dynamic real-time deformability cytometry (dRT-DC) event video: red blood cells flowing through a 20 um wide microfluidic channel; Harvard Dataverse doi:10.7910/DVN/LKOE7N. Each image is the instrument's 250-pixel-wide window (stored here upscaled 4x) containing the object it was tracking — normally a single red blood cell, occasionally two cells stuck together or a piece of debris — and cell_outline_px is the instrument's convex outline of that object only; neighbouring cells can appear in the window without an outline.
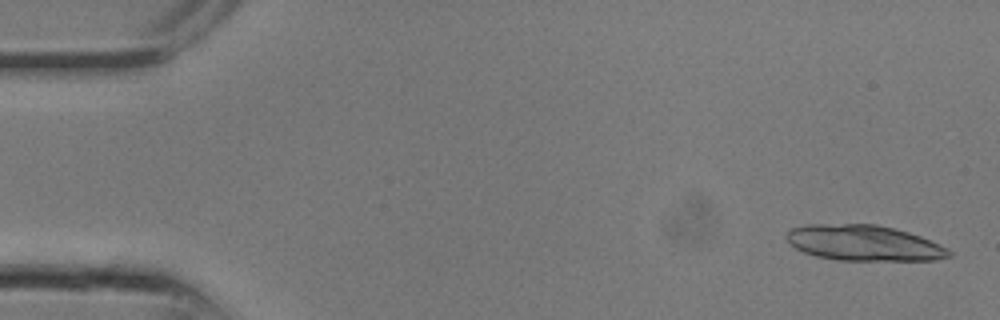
{"species": "common noctule bat (a hibernating species)", "species_latin": "Nyctalus noctula", "temperature_condition": "room temperature", "stored_images_in_passage": 14, "camera_frame_rate_fps": 3000, "um_per_image_px": 0.085, "animal": {"sex": "male", "body_mass_g": 13.3}, "frame": {"image": 1, "passage_image": 1, "time_ms": 0.0, "image_size_px": [1000, 320], "cell_outline_px": [[952, 256], [936, 260], [836, 260], [816, 256], [804, 252], [796, 248], [784, 236], [792, 228], [808, 224], [876, 224], [908, 232], [920, 236], [948, 248], [952, 252]], "centroid_in_image_um": [73.44, 20.65], "position_along_channel_um": 11.6, "area_um2": 33.64}}
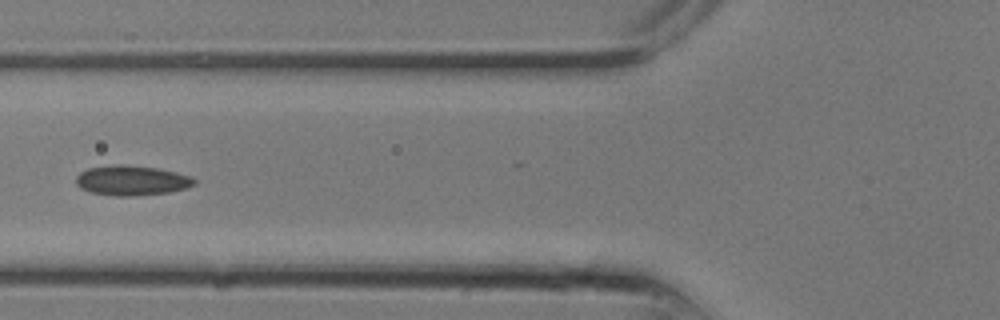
{"frame": {"image": 2, "passage_image": 10, "time_ms": 3.0, "image_size_px": [1000, 320], "cell_outline_px": [[196, 184], [184, 188], [168, 192], [132, 196], [112, 196], [92, 192], [80, 188], [76, 184], [76, 176], [80, 172], [88, 168], [116, 164], [124, 164], [156, 168], [176, 172], [192, 176], [196, 180]], "centroid_in_image_um": [11.18, 15.33], "position_along_channel_um": 114.6, "area_um2": 20.63}}
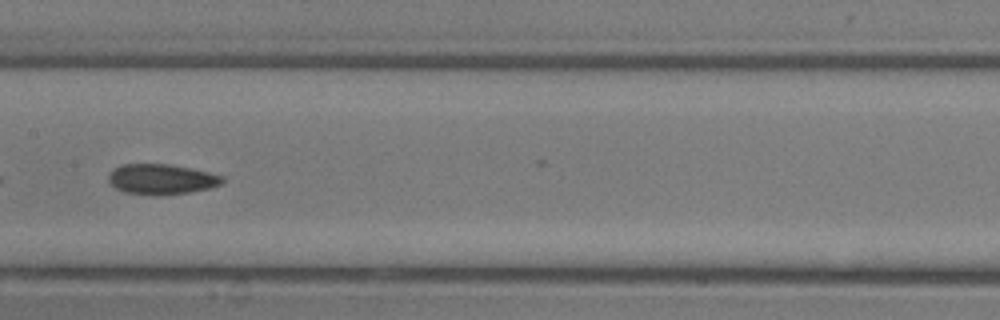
{"frame": {"image": 3, "passage_image": 13, "time_ms": 4.0, "image_size_px": [1000, 320], "cell_outline_px": [[224, 180], [220, 184], [208, 188], [188, 192], [156, 196], [124, 192], [116, 188], [108, 180], [108, 176], [116, 168], [124, 164], [168, 164], [192, 168], [224, 176]], "centroid_in_image_um": [13.73, 15.23], "position_along_channel_um": 193.7, "area_um2": 19.94}}